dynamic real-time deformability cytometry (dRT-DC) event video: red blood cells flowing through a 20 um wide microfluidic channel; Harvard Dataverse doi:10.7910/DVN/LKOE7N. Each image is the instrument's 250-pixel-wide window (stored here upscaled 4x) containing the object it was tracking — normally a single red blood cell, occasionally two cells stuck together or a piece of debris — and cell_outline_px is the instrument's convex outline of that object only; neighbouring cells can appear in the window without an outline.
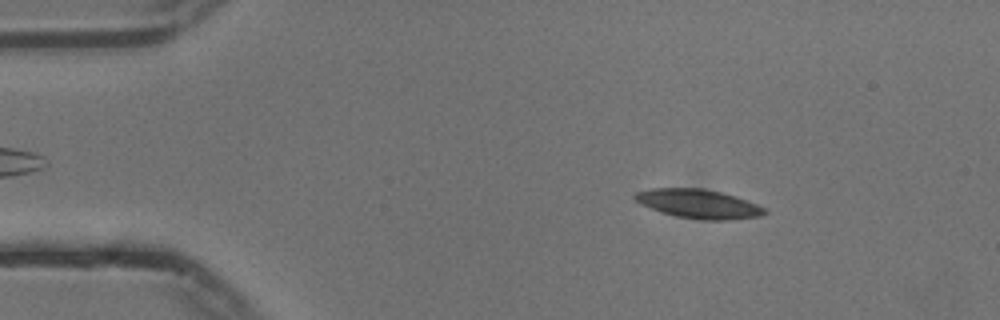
{"species": "common noctule bat (a hibernating species)", "species_latin": "Nyctalus noctula", "temperature_condition": "cold", "stored_images_in_passage": 54, "camera_frame_rate_fps": 3000, "um_per_image_px": 0.085, "animal": {"sex": "male", "body_mass_g": 13.3}, "frame": {"image": 1, "passage_image": 8, "time_ms": 2.333, "image_size_px": [1000, 320], "cell_outline_px": [[768, 212], [760, 216], [728, 220], [704, 220], [676, 216], [640, 204], [632, 196], [636, 192], [648, 188], [704, 188], [736, 196], [756, 204], [764, 208]], "centroid_in_image_um": [59.37, 17.31], "position_along_channel_um": 25.6, "area_um2": 21.79}}
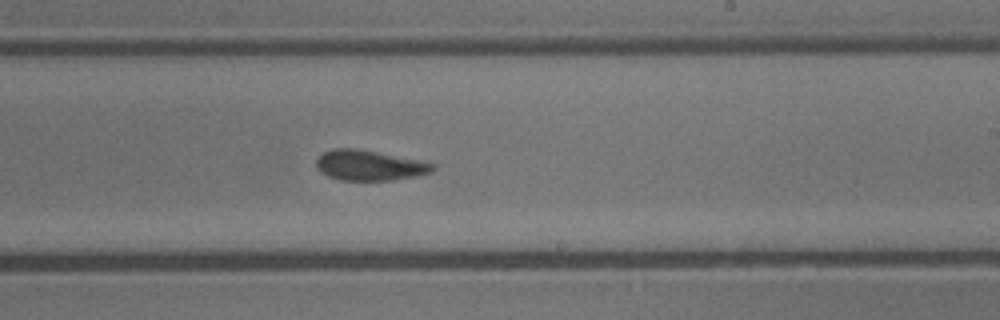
{"frame": {"image": 2, "passage_image": 32, "time_ms": 10.333, "image_size_px": [1000, 320], "cell_outline_px": [[436, 168], [432, 172], [416, 176], [392, 180], [340, 180], [328, 176], [320, 172], [316, 168], [316, 160], [324, 152], [332, 148], [352, 148], [376, 152], [420, 160], [436, 164]], "centroid_in_image_um": [31.4, 14.06], "position_along_channel_um": 257.6, "area_um2": 20.52}}
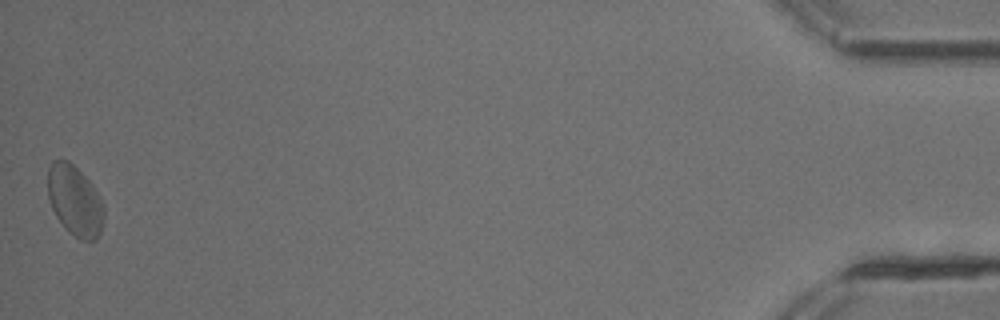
{"frame": {"image": 3, "passage_image": 54, "time_ms": 17.667, "image_size_px": [1000, 320], "cell_outline_px": [[104, 220], [100, 232], [96, 240], [80, 240], [68, 232], [56, 216], [52, 208], [48, 196], [48, 168], [52, 160], [68, 160], [92, 184], [100, 196], [104, 204]], "centroid_in_image_um": [6.37, 17.07], "position_along_channel_um": 428.8, "area_um2": 23.12}, "authors_computed_cell_mechanics": {"area_um2": 21.0392, "velocity_mm_per_s": 3.715, "shape_relaxation_time_tau1_ms": 7.9623, "shape_relaxation_time_tau2_ms": 4.0425, "deformation_change_tau1": 0.1392, "deformation_change_tau2": 0.098}}